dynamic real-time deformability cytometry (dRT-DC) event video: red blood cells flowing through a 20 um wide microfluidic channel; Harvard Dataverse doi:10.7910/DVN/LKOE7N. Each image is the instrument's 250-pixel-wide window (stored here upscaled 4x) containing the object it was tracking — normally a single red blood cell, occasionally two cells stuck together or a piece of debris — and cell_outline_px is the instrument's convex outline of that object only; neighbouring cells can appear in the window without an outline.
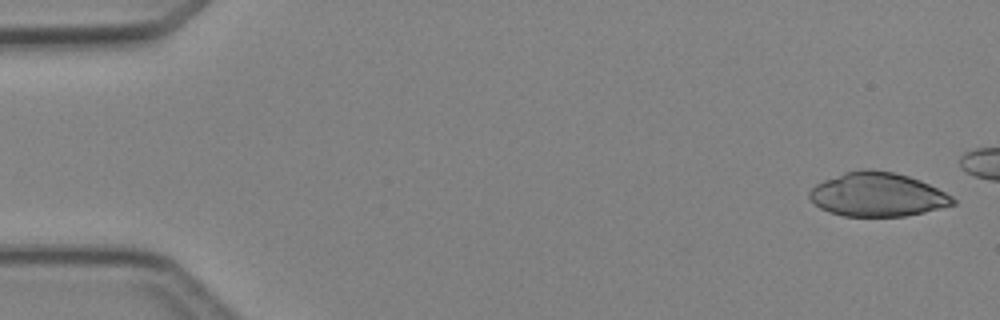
{"species": "Egyptian fruit bat (a non-hibernating species)", "species_latin": "Rousettus aegyptiacus", "temperature_condition": "cold", "stored_images_in_passage": 4, "camera_frame_rate_fps": 3000, "um_per_image_px": 0.085, "animal": {"sex": "female"}, "frame": {"image": 1, "passage_image": 1, "time_ms": 0.0, "image_size_px": [1000, 320], "cell_outline_px": [[956, 204], [924, 212], [904, 216], [844, 216], [828, 212], [820, 208], [808, 196], [808, 192], [816, 184], [824, 180], [844, 172], [864, 168], [868, 168], [896, 172], [920, 180], [952, 196], [956, 200]], "centroid_in_image_um": [74.57, 16.53], "position_along_channel_um": 10.4, "area_um2": 36.7}}